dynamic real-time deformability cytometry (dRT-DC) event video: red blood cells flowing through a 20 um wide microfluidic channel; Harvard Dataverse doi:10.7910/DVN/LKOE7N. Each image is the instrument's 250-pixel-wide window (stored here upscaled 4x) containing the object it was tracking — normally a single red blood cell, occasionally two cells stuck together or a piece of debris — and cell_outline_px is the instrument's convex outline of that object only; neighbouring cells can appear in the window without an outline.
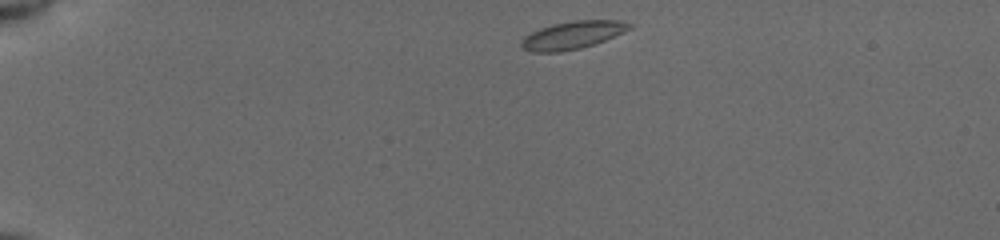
{"species": "common noctule bat (a hibernating species)", "species_latin": "Nyctalus noctula", "temperature_condition": "cold", "stored_images_in_passage": 43, "camera_frame_rate_fps": 3000, "um_per_image_px": 0.085, "animal": {"sex": "female", "body_mass_g": 19.5, "forearm_length_mm": 54.1}, "frame": {"image": 1, "passage_image": 1, "time_ms": 0.0, "image_size_px": [1000, 240], "cell_outline_px": [[636, 24], [632, 28], [604, 40], [580, 48], [560, 52], [532, 52], [520, 48], [520, 40], [524, 36], [540, 28], [552, 24], [572, 20], [620, 20]], "centroid_in_image_um": [48.65, 2.97], "position_along_channel_um": 36.4, "area_um2": 17.63}}
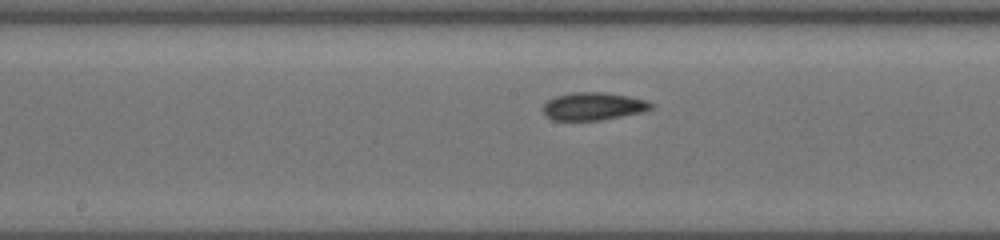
{"frame": {"image": 2, "passage_image": 19, "time_ms": 6.0, "image_size_px": [1000, 240], "cell_outline_px": [[652, 108], [644, 112], [600, 120], [552, 120], [544, 116], [540, 108], [548, 100], [556, 96], [572, 92], [604, 92], [628, 96], [648, 100], [652, 104]], "centroid_in_image_um": [50.39, 9.04], "position_along_channel_um": 197.8, "area_um2": 17.69}}
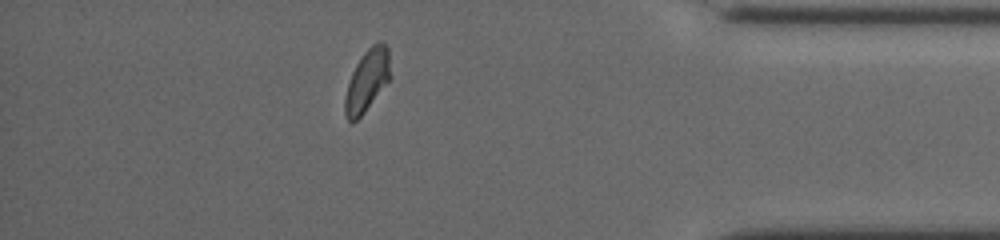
{"frame": {"image": 3, "passage_image": 37, "time_ms": 12.0, "image_size_px": [1000, 240], "cell_outline_px": [[392, 76], [364, 112], [352, 124], [348, 120], [344, 112], [344, 100], [348, 84], [352, 72], [356, 64], [364, 52], [372, 44], [380, 40], [388, 48]], "centroid_in_image_um": [31.21, 6.82], "position_along_channel_um": 404.0, "area_um2": 16.36}, "authors_computed_cell_mechanics": {"area_um2": 16.8198, "velocity_mm_per_s": 3.8856, "shape_relaxation_time_tau1_ms": 4.8929, "shape_relaxation_time_tau2_ms": 3.7861, "deformation_change_tau1": 0.1295, "deformation_change_tau2": 0.0573}}